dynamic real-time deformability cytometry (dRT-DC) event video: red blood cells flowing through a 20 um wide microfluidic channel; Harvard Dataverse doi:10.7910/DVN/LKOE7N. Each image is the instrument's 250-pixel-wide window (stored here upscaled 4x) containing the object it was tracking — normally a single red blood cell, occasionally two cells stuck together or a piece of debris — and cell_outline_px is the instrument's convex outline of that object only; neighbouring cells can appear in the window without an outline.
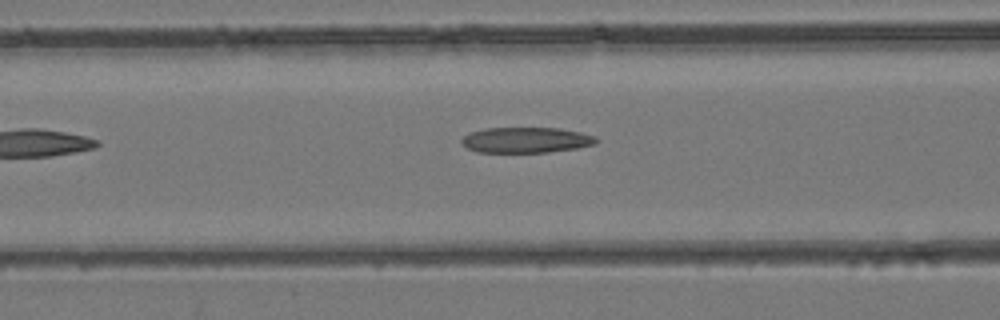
{"species": "common noctule bat (a hibernating species)", "species_latin": "Nyctalus noctula", "temperature_condition": "room temperature", "stored_images_in_passage": 10, "camera_frame_rate_fps": 3000, "um_per_image_px": 0.085, "animal": {"sex": "female", "body_mass_g": 24.6, "forearm_length_mm": 56.2}, "frame": {"image": 1, "passage_image": 4, "time_ms": 1.0, "image_size_px": [1000, 320], "cell_outline_px": [[596, 144], [576, 148], [548, 152], [476, 152], [468, 148], [460, 140], [464, 136], [472, 132], [484, 128], [560, 128], [580, 132], [596, 136]], "centroid_in_image_um": [44.72, 11.9], "position_along_channel_um": 121.9, "area_um2": 19.94}}
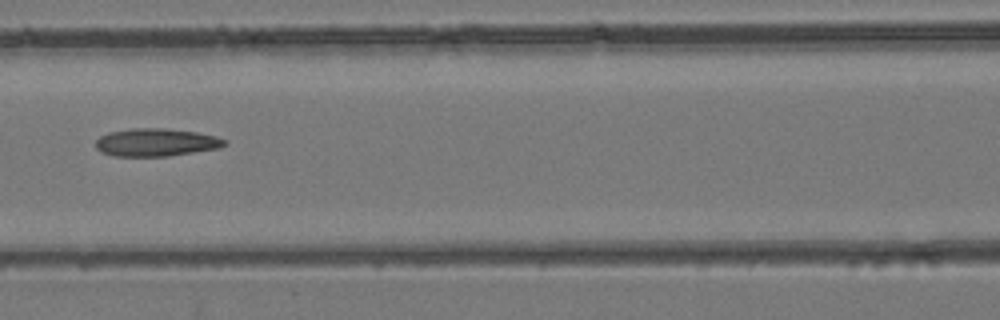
{"frame": {"image": 2, "passage_image": 6, "time_ms": 1.667, "image_size_px": [1000, 320], "cell_outline_px": [[228, 144], [220, 148], [168, 156], [112, 156], [100, 152], [96, 148], [96, 140], [100, 136], [108, 132], [132, 128], [164, 128], [196, 132], [216, 136], [228, 140]], "centroid_in_image_um": [13.27, 12.1], "position_along_channel_um": 153.3, "area_um2": 21.1}}